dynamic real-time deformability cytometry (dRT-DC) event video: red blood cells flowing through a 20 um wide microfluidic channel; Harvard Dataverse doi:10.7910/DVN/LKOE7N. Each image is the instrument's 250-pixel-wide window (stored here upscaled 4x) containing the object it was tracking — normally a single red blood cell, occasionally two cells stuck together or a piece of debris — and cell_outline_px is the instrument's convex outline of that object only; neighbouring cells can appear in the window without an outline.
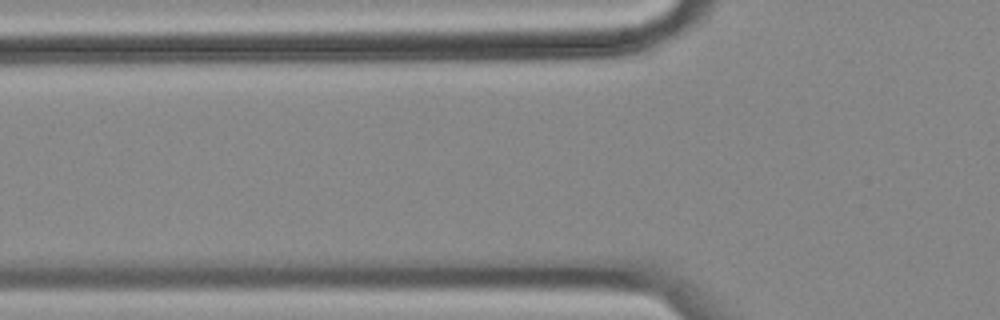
{"species": "common noctule bat (a hibernating species)", "species_latin": "Nyctalus noctula", "temperature_condition": "cold", "stored_images_in_passage": 3, "camera_frame_rate_fps": 3000, "um_per_image_px": 0.085, "animal": {"sex": "female", "body_mass_g": 18.4}, "frame": {"image": 1, "passage_image": 3, "time_ms": 0.667, "image_size_px": [1000, 320], "cell_outline_px": [[652, 12], [648, 20], [616, 40], [568, 44], [396, 44], [384, 32]], "centroid_in_image_um": [44.91, 2.69], "position_along_channel_um": 80.9, "area_um2": 37.34}}